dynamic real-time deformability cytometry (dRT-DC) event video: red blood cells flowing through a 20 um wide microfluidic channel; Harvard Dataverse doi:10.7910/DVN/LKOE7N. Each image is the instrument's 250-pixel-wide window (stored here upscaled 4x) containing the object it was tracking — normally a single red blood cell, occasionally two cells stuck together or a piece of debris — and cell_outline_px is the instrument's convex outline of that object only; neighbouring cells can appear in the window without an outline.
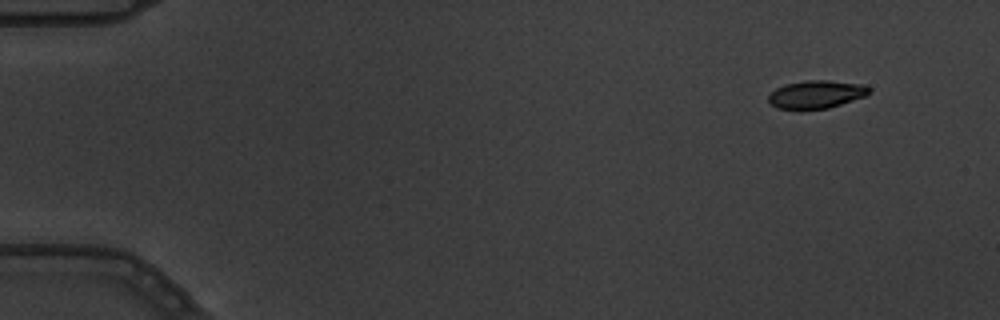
{"species": "common noctule bat (a hibernating species)", "species_latin": "Nyctalus noctula", "temperature_condition": "warm", "stored_images_in_passage": 6, "camera_frame_rate_fps": 3000, "um_per_image_px": 0.085, "animal": {"sex": "male", "body_mass_g": 19.5, "forearm_length_mm": 54.6}, "frame": {"image": 1, "passage_image": 2, "time_ms": 0.333, "image_size_px": [1000, 320], "cell_outline_px": [[872, 92], [864, 96], [828, 108], [776, 108], [768, 100], [768, 92], [776, 88], [788, 84], [808, 80], [828, 80], [864, 84], [872, 88]], "centroid_in_image_um": [69.41, 8.0], "position_along_channel_um": 15.6, "area_um2": 16.18}}
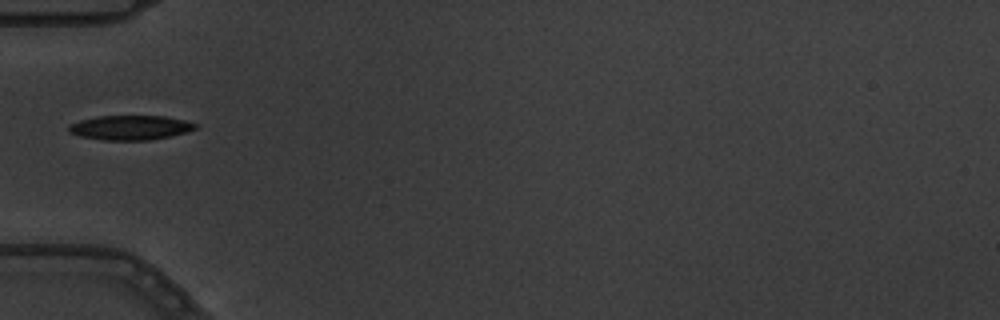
{"frame": {"image": 2, "passage_image": 6, "time_ms": 1.667, "image_size_px": [1000, 320], "cell_outline_px": [[196, 128], [172, 136], [148, 140], [104, 140], [80, 136], [68, 132], [68, 124], [80, 120], [96, 116], [164, 116], [184, 120], [196, 124]], "centroid_in_image_um": [11.02, 10.84], "position_along_channel_um": 74.0, "area_um2": 18.03}}